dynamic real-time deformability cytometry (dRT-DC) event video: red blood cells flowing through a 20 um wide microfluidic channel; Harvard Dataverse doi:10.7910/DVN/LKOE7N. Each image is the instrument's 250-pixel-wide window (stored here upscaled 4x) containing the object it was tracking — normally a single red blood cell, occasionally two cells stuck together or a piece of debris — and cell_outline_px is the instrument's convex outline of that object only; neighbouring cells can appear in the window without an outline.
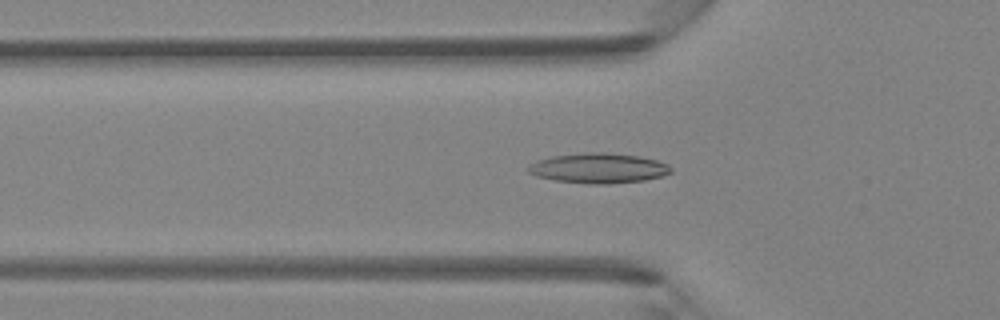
{"species": "Egyptian fruit bat (a non-hibernating species)", "species_latin": "Rousettus aegyptiacus", "temperature_condition": "room temperature", "stored_images_in_passage": 44, "camera_frame_rate_fps": 3000, "um_per_image_px": 0.085, "animal": {"sex": "female"}, "frame": {"image": 1, "passage_image": 15, "time_ms": 4.667, "image_size_px": [1000, 320], "cell_outline_px": [[672, 172], [660, 176], [644, 180], [608, 184], [588, 184], [556, 180], [536, 176], [528, 172], [528, 164], [536, 160], [552, 156], [584, 152], [604, 152], [640, 156], [656, 160], [668, 164], [672, 168]], "centroid_in_image_um": [50.85, 14.28], "position_along_channel_um": 74.9, "area_um2": 25.09}}
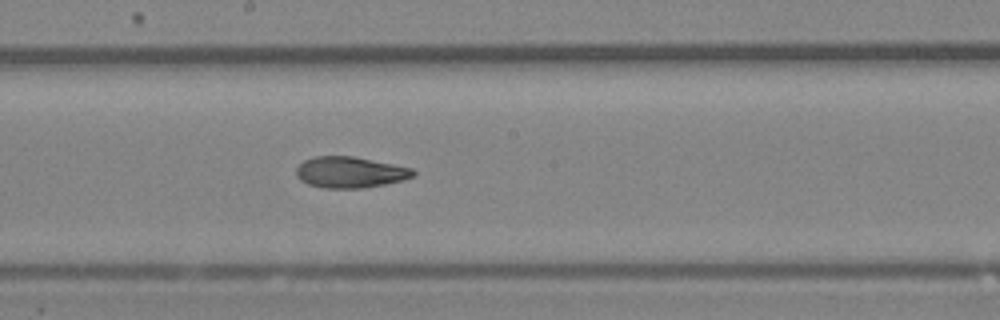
{"frame": {"image": 2, "passage_image": 25, "time_ms": 8.0, "image_size_px": [1000, 320], "cell_outline_px": [[416, 172], [412, 176], [404, 180], [364, 188], [324, 188], [308, 184], [300, 180], [296, 176], [296, 168], [304, 160], [312, 156], [352, 156], [412, 168]], "centroid_in_image_um": [29.72, 14.64], "position_along_channel_um": 218.5, "area_um2": 21.15}}
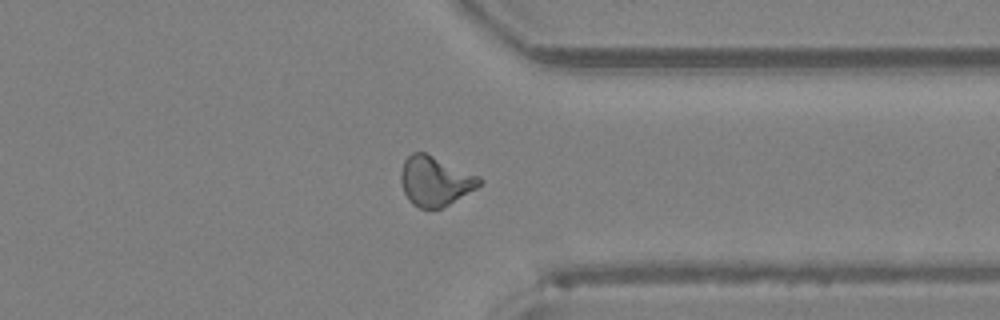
{"frame": {"image": 3, "passage_image": 36, "time_ms": 11.667, "image_size_px": [1000, 320], "cell_outline_px": [[484, 180], [476, 188], [448, 204], [440, 208], [420, 208], [412, 204], [408, 200], [404, 192], [400, 180], [400, 172], [404, 160], [412, 152], [424, 152], [480, 176]], "centroid_in_image_um": [36.96, 15.38], "position_along_channel_um": 374.4, "area_um2": 22.54}}